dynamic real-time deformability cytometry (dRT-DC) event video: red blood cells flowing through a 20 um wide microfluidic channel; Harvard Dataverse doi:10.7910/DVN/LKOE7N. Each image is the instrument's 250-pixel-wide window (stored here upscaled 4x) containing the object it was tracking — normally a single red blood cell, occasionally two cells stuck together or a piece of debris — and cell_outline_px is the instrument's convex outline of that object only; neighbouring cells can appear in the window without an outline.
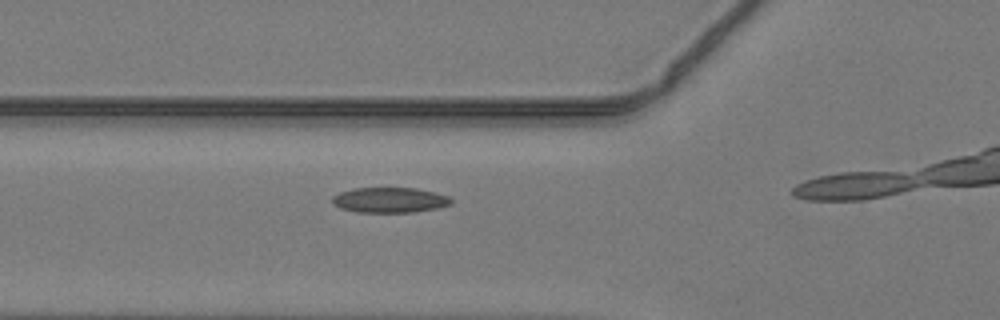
{"species": "common noctule bat (a hibernating species)", "species_latin": "Nyctalus noctula", "temperature_condition": "warm", "stored_images_in_passage": 16, "camera_frame_rate_fps": 3000, "um_per_image_px": 0.085, "animal": {"sex": "male", "body_mass_g": 19.2, "forearm_length_mm": 51.8}, "frame": {"image": 1, "passage_image": 12, "time_ms": 3.667, "image_size_px": [1000, 320], "cell_outline_px": [[452, 204], [440, 208], [412, 212], [356, 212], [340, 208], [332, 204], [332, 196], [340, 192], [352, 188], [416, 188], [448, 196], [452, 200]], "centroid_in_image_um": [33.1, 17.01], "position_along_channel_um": 92.7, "area_um2": 17.57}}